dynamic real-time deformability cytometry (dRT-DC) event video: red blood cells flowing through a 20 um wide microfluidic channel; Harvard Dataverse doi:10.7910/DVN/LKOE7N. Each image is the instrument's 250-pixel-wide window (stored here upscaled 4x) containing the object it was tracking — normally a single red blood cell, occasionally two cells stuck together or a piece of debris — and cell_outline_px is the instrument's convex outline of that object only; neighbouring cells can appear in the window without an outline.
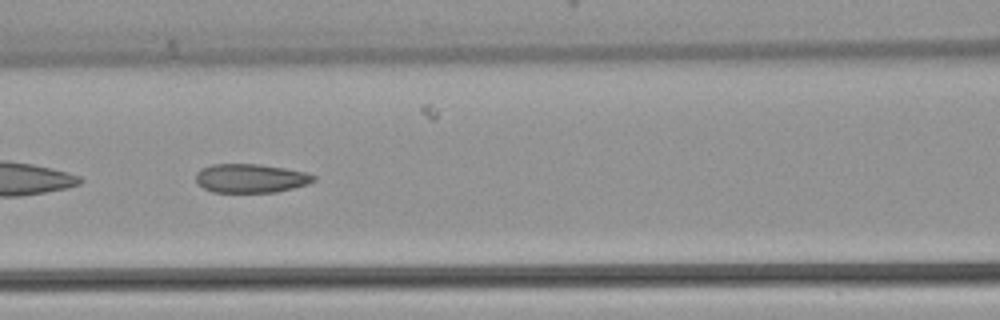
{"species": "common noctule bat (a hibernating species)", "species_latin": "Nyctalus noctula", "temperature_condition": "warm", "stored_images_in_passage": 12, "camera_frame_rate_fps": 3000, "um_per_image_px": 0.085, "animal": {"sex": "female", "body_mass_g": 22.7, "forearm_length_mm": 54.2}, "frame": {"image": 1, "passage_image": 6, "time_ms": 1.667, "image_size_px": [1000, 320], "cell_outline_px": [[316, 180], [308, 184], [276, 192], [212, 192], [204, 188], [196, 180], [196, 172], [200, 168], [212, 164], [260, 164], [284, 168], [304, 172], [316, 176]], "centroid_in_image_um": [21.3, 15.15], "position_along_channel_um": 145.3, "area_um2": 19.77}}
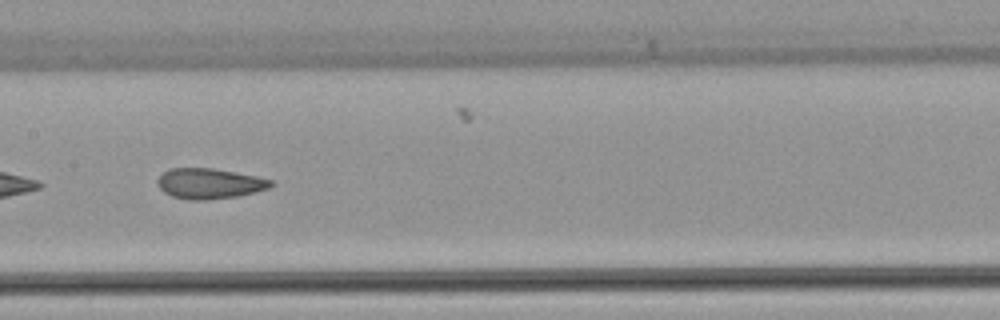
{"frame": {"image": 2, "passage_image": 9, "time_ms": 2.667, "image_size_px": [1000, 320], "cell_outline_px": [[276, 184], [268, 188], [240, 196], [204, 200], [188, 200], [172, 196], [164, 192], [160, 188], [160, 176], [168, 168], [212, 168], [256, 176], [272, 180]], "centroid_in_image_um": [17.84, 15.6], "position_along_channel_um": 189.6, "area_um2": 19.94}}